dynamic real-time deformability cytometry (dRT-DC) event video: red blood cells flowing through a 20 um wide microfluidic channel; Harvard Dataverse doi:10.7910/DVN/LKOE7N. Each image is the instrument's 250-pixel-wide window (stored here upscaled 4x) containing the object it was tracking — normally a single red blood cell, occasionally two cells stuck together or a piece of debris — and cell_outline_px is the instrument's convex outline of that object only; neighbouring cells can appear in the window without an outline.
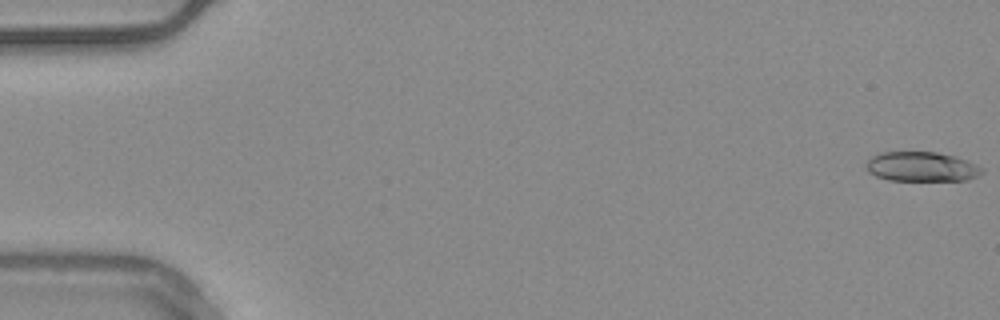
{"species": "common noctule bat (a hibernating species)", "species_latin": "Nyctalus noctula", "temperature_condition": "warm", "stored_images_in_passage": 55, "camera_frame_rate_fps": 3000, "um_per_image_px": 0.085, "animal": {"sex": "male", "body_mass_g": 20.4}, "frame": {"image": 1, "passage_image": 1, "time_ms": 0.0, "image_size_px": [1000, 320], "cell_outline_px": [[984, 172], [968, 180], [888, 180], [876, 176], [868, 172], [864, 168], [864, 164], [872, 156], [880, 152], [936, 152], [956, 156], [968, 160], [984, 168]], "centroid_in_image_um": [78.32, 14.16], "position_along_channel_um": 6.7, "area_um2": 20.23}}
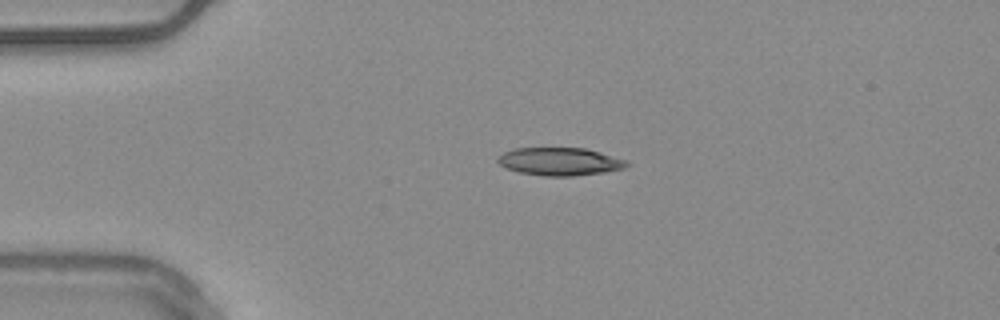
{"frame": {"image": 2, "passage_image": 13, "time_ms": 4.0, "image_size_px": [1000, 320], "cell_outline_px": [[632, 164], [624, 168], [604, 172], [572, 176], [544, 176], [520, 172], [508, 168], [500, 164], [496, 160], [504, 152], [516, 148], [584, 148], [628, 160]], "centroid_in_image_um": [47.63, 13.73], "position_along_channel_um": 37.4, "area_um2": 20.81}}
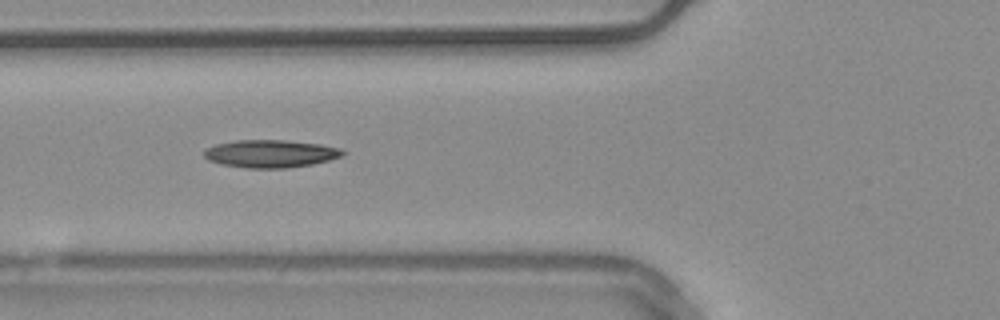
{"frame": {"image": 3, "passage_image": 21, "time_ms": 6.667, "image_size_px": [1000, 320], "cell_outline_px": [[348, 152], [340, 156], [328, 160], [312, 164], [284, 168], [244, 168], [220, 164], [208, 160], [204, 156], [204, 148], [216, 144], [236, 140], [284, 140], [320, 144], [340, 148]], "centroid_in_image_um": [22.96, 13.06], "position_along_channel_um": 102.8, "area_um2": 22.43}, "authors_computed_cell_mechanics": {"area_um2": 20.9814, "velocity_mm_per_s": 3.7755, "shape_relaxation_time_tau1_ms": null, "shape_relaxation_time_tau2_ms": 10.6037, "deformation_change_tau1": null, "deformation_change_tau2": 0.2094}}